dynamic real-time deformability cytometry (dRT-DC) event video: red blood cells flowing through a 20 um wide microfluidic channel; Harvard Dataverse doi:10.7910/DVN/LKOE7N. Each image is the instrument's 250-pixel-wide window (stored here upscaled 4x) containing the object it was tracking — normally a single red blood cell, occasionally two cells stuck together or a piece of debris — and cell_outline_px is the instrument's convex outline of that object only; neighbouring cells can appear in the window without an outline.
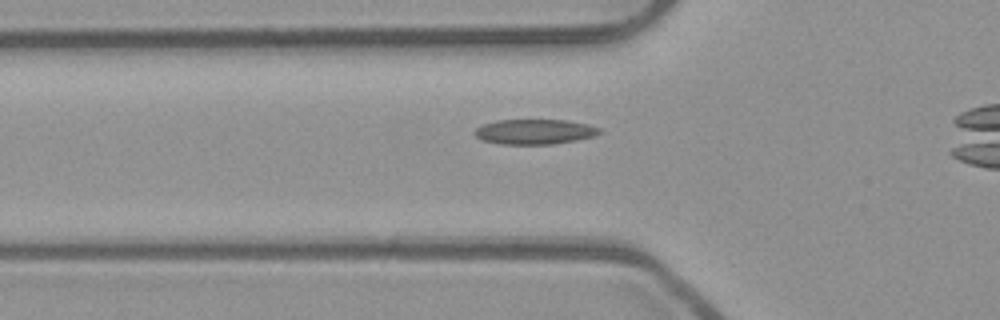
{"species": "common noctule bat (a hibernating species)", "species_latin": "Nyctalus noctula", "temperature_condition": "room temperature", "stored_images_in_passage": 32, "camera_frame_rate_fps": 3000, "um_per_image_px": 0.085, "animal": {"sex": "male", "body_mass_g": 23.1, "forearm_length_mm": 52.7}, "frame": {"image": 1, "passage_image": 7, "time_ms": 2.0, "image_size_px": [1000, 320], "cell_outline_px": [[604, 132], [592, 136], [576, 140], [552, 144], [500, 144], [484, 140], [476, 136], [472, 132], [476, 128], [484, 124], [496, 120], [564, 120], [588, 124], [600, 128]], "centroid_in_image_um": [45.45, 11.19], "position_along_channel_um": 80.4, "area_um2": 18.15}}
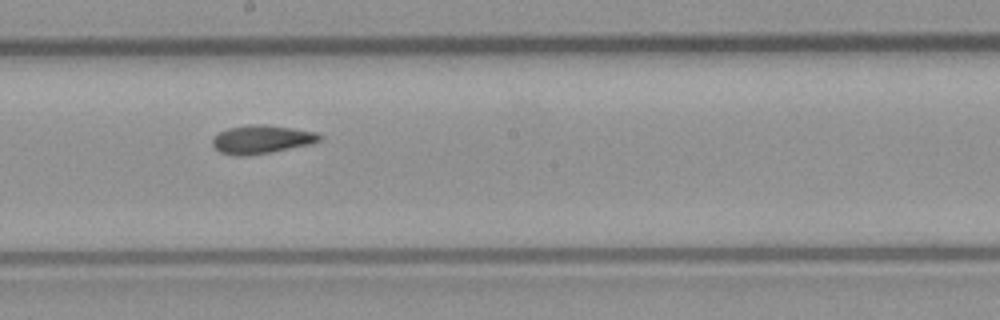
{"frame": {"image": 2, "passage_image": 18, "time_ms": 5.667, "image_size_px": [1000, 320], "cell_outline_px": [[320, 140], [308, 144], [272, 152], [244, 156], [240, 156], [220, 152], [212, 144], [212, 140], [220, 132], [228, 128], [248, 124], [264, 124], [292, 128], [316, 132], [320, 136]], "centroid_in_image_um": [22.21, 11.84], "position_along_channel_um": 226.0, "area_um2": 17.46}}
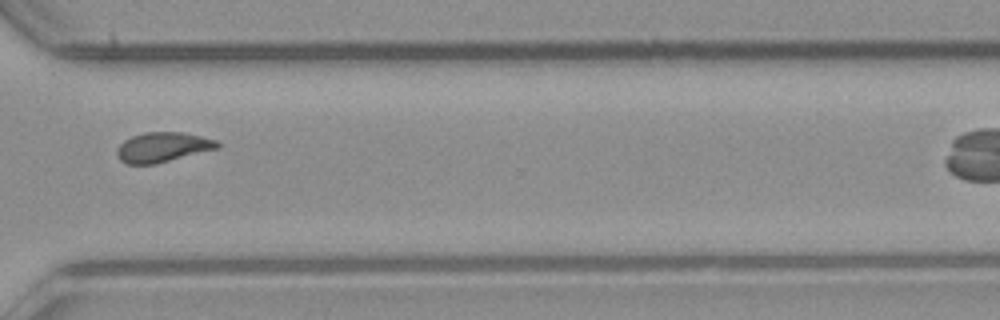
{"frame": {"image": 3, "passage_image": 28, "time_ms": 9.0, "image_size_px": [1000, 320], "cell_outline_px": [[220, 148], [156, 164], [128, 164], [120, 160], [116, 156], [116, 152], [120, 144], [124, 140], [132, 136], [144, 132], [180, 132], [200, 136], [216, 140], [220, 144]], "centroid_in_image_um": [13.83, 12.52], "position_along_channel_um": 356.8, "area_um2": 17.51}}